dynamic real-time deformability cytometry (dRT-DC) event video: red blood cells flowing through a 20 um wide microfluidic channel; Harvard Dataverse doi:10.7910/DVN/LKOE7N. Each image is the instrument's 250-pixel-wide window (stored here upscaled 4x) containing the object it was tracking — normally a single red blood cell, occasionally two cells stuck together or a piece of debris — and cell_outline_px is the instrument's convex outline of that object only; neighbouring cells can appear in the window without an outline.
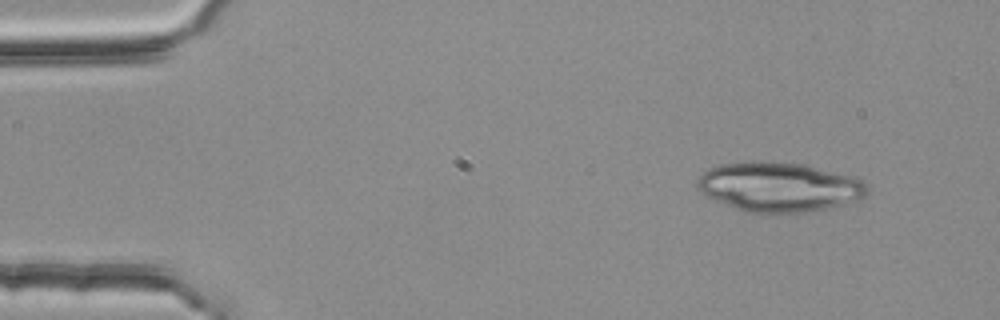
{"species": "common noctule bat (a hibernating species)", "species_latin": "Nyctalus noctula", "temperature_condition": "room temperature", "stored_images_in_passage": 3, "camera_frame_rate_fps": 3000, "um_per_image_px": 0.085, "animal": {"sex": "female", "body_mass_g": 25.1}, "frame": {"image": 1, "passage_image": 1, "time_ms": 0.0, "image_size_px": [1000, 320], "cell_outline_px": [[868, 192], [860, 200], [844, 204], [804, 212], [748, 212], [736, 208], [716, 200], [708, 196], [696, 184], [696, 180], [708, 168], [724, 164], [752, 160], [800, 164], [864, 180], [868, 184]], "centroid_in_image_um": [66.23, 15.88], "position_along_channel_um": 18.8, "area_um2": 48.15}}